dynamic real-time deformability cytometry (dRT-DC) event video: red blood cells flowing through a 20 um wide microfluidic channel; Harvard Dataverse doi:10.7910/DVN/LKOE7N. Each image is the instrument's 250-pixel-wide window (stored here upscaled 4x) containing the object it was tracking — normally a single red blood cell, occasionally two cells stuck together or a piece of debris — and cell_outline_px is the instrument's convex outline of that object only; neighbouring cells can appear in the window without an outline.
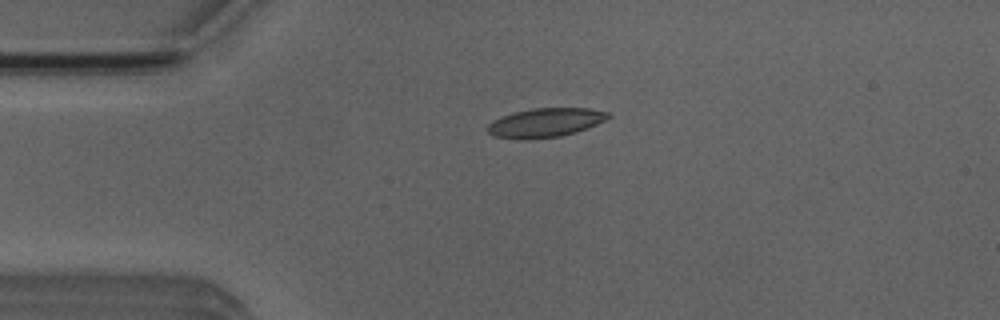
{"species": "Egyptian fruit bat (a non-hibernating species)", "species_latin": "Rousettus aegyptiacus", "temperature_condition": "room temperature", "stored_images_in_passage": 4, "camera_frame_rate_fps": 3000, "um_per_image_px": 0.085, "animal": {"sex": "male"}, "frame": {"image": 1, "passage_image": 3, "time_ms": 2.333, "image_size_px": [1000, 320], "cell_outline_px": [[612, 116], [588, 128], [576, 132], [560, 136], [528, 140], [520, 140], [492, 136], [484, 128], [492, 120], [512, 112], [532, 108], [588, 108], [612, 112]], "centroid_in_image_um": [46.32, 10.43], "position_along_channel_um": 38.7, "area_um2": 20.87}}